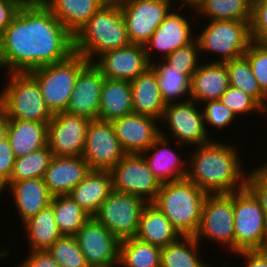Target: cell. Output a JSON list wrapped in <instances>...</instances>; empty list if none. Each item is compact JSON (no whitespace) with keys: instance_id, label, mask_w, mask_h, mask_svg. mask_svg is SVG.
<instances>
[{"instance_id":"484cf974","label":"cell","mask_w":267,"mask_h":267,"mask_svg":"<svg viewBox=\"0 0 267 267\" xmlns=\"http://www.w3.org/2000/svg\"><path fill=\"white\" fill-rule=\"evenodd\" d=\"M130 84L134 113L154 117L160 122L166 103L163 101L154 70L149 67Z\"/></svg>"},{"instance_id":"52a82bcc","label":"cell","mask_w":267,"mask_h":267,"mask_svg":"<svg viewBox=\"0 0 267 267\" xmlns=\"http://www.w3.org/2000/svg\"><path fill=\"white\" fill-rule=\"evenodd\" d=\"M234 252L267 248V216L245 187L233 192Z\"/></svg>"},{"instance_id":"f6af8a7d","label":"cell","mask_w":267,"mask_h":267,"mask_svg":"<svg viewBox=\"0 0 267 267\" xmlns=\"http://www.w3.org/2000/svg\"><path fill=\"white\" fill-rule=\"evenodd\" d=\"M250 172L245 187L254 195L267 216V169L261 165Z\"/></svg>"},{"instance_id":"4fadbf2b","label":"cell","mask_w":267,"mask_h":267,"mask_svg":"<svg viewBox=\"0 0 267 267\" xmlns=\"http://www.w3.org/2000/svg\"><path fill=\"white\" fill-rule=\"evenodd\" d=\"M125 155L112 123L100 119L90 120L82 153L89 168L110 171Z\"/></svg>"},{"instance_id":"7dc6e473","label":"cell","mask_w":267,"mask_h":267,"mask_svg":"<svg viewBox=\"0 0 267 267\" xmlns=\"http://www.w3.org/2000/svg\"><path fill=\"white\" fill-rule=\"evenodd\" d=\"M31 255L21 261L18 267H60L47 250L29 251Z\"/></svg>"},{"instance_id":"603a6c76","label":"cell","mask_w":267,"mask_h":267,"mask_svg":"<svg viewBox=\"0 0 267 267\" xmlns=\"http://www.w3.org/2000/svg\"><path fill=\"white\" fill-rule=\"evenodd\" d=\"M6 187L8 191H11L22 223L50 205L53 198L43 178L27 179L13 182L11 185H3L0 192L6 190Z\"/></svg>"},{"instance_id":"83f0119b","label":"cell","mask_w":267,"mask_h":267,"mask_svg":"<svg viewBox=\"0 0 267 267\" xmlns=\"http://www.w3.org/2000/svg\"><path fill=\"white\" fill-rule=\"evenodd\" d=\"M137 239L160 248L176 241L180 235L170 220L153 203H147L142 209Z\"/></svg>"},{"instance_id":"5b68a950","label":"cell","mask_w":267,"mask_h":267,"mask_svg":"<svg viewBox=\"0 0 267 267\" xmlns=\"http://www.w3.org/2000/svg\"><path fill=\"white\" fill-rule=\"evenodd\" d=\"M0 92V107L8 119L49 123L53 113L44 102L37 80L30 73H7Z\"/></svg>"},{"instance_id":"836d02e7","label":"cell","mask_w":267,"mask_h":267,"mask_svg":"<svg viewBox=\"0 0 267 267\" xmlns=\"http://www.w3.org/2000/svg\"><path fill=\"white\" fill-rule=\"evenodd\" d=\"M228 72L229 85L250 95L265 111L267 115V95L254 77L248 59L243 55L225 62Z\"/></svg>"},{"instance_id":"ac0fdd59","label":"cell","mask_w":267,"mask_h":267,"mask_svg":"<svg viewBox=\"0 0 267 267\" xmlns=\"http://www.w3.org/2000/svg\"><path fill=\"white\" fill-rule=\"evenodd\" d=\"M158 119L130 114L111 121L115 134L126 154H141L160 136Z\"/></svg>"},{"instance_id":"44dd1931","label":"cell","mask_w":267,"mask_h":267,"mask_svg":"<svg viewBox=\"0 0 267 267\" xmlns=\"http://www.w3.org/2000/svg\"><path fill=\"white\" fill-rule=\"evenodd\" d=\"M90 170L82 156H54L43 180L53 197L68 195Z\"/></svg>"},{"instance_id":"2e32d148","label":"cell","mask_w":267,"mask_h":267,"mask_svg":"<svg viewBox=\"0 0 267 267\" xmlns=\"http://www.w3.org/2000/svg\"><path fill=\"white\" fill-rule=\"evenodd\" d=\"M90 120L58 112L48 123L47 146L54 156H82Z\"/></svg>"},{"instance_id":"8d00e7d4","label":"cell","mask_w":267,"mask_h":267,"mask_svg":"<svg viewBox=\"0 0 267 267\" xmlns=\"http://www.w3.org/2000/svg\"><path fill=\"white\" fill-rule=\"evenodd\" d=\"M50 205L62 235L74 236L90 218L69 195L54 196Z\"/></svg>"},{"instance_id":"f35d334b","label":"cell","mask_w":267,"mask_h":267,"mask_svg":"<svg viewBox=\"0 0 267 267\" xmlns=\"http://www.w3.org/2000/svg\"><path fill=\"white\" fill-rule=\"evenodd\" d=\"M47 251L60 267H89L75 236L62 235Z\"/></svg>"},{"instance_id":"1f68e13d","label":"cell","mask_w":267,"mask_h":267,"mask_svg":"<svg viewBox=\"0 0 267 267\" xmlns=\"http://www.w3.org/2000/svg\"><path fill=\"white\" fill-rule=\"evenodd\" d=\"M159 62L150 63V67L156 73V79L163 101L168 104L181 102L182 98L190 96L191 78L178 72L163 59ZM187 95V96H186ZM181 99V100H180Z\"/></svg>"},{"instance_id":"f546056e","label":"cell","mask_w":267,"mask_h":267,"mask_svg":"<svg viewBox=\"0 0 267 267\" xmlns=\"http://www.w3.org/2000/svg\"><path fill=\"white\" fill-rule=\"evenodd\" d=\"M74 36L106 3L104 0H41Z\"/></svg>"},{"instance_id":"8fae6325","label":"cell","mask_w":267,"mask_h":267,"mask_svg":"<svg viewBox=\"0 0 267 267\" xmlns=\"http://www.w3.org/2000/svg\"><path fill=\"white\" fill-rule=\"evenodd\" d=\"M113 190L153 203L161 182L153 175L141 154H126L111 170Z\"/></svg>"},{"instance_id":"db71d44e","label":"cell","mask_w":267,"mask_h":267,"mask_svg":"<svg viewBox=\"0 0 267 267\" xmlns=\"http://www.w3.org/2000/svg\"><path fill=\"white\" fill-rule=\"evenodd\" d=\"M267 169V163L264 161V164H262Z\"/></svg>"},{"instance_id":"816d5d0a","label":"cell","mask_w":267,"mask_h":267,"mask_svg":"<svg viewBox=\"0 0 267 267\" xmlns=\"http://www.w3.org/2000/svg\"><path fill=\"white\" fill-rule=\"evenodd\" d=\"M201 1L202 0H180V2L182 3V5L180 4V6L181 8H184L186 4V7L190 6V8L192 7L193 9H195Z\"/></svg>"},{"instance_id":"9a60e30c","label":"cell","mask_w":267,"mask_h":267,"mask_svg":"<svg viewBox=\"0 0 267 267\" xmlns=\"http://www.w3.org/2000/svg\"><path fill=\"white\" fill-rule=\"evenodd\" d=\"M74 236L89 267L119 264L121 241L93 217Z\"/></svg>"},{"instance_id":"4dcf8cb0","label":"cell","mask_w":267,"mask_h":267,"mask_svg":"<svg viewBox=\"0 0 267 267\" xmlns=\"http://www.w3.org/2000/svg\"><path fill=\"white\" fill-rule=\"evenodd\" d=\"M22 225L28 237L30 251L47 250L62 236L51 205L39 211Z\"/></svg>"},{"instance_id":"cb8c5ba5","label":"cell","mask_w":267,"mask_h":267,"mask_svg":"<svg viewBox=\"0 0 267 267\" xmlns=\"http://www.w3.org/2000/svg\"><path fill=\"white\" fill-rule=\"evenodd\" d=\"M228 87L229 78L225 62H200L191 77L190 99L196 103L219 100Z\"/></svg>"},{"instance_id":"d590c367","label":"cell","mask_w":267,"mask_h":267,"mask_svg":"<svg viewBox=\"0 0 267 267\" xmlns=\"http://www.w3.org/2000/svg\"><path fill=\"white\" fill-rule=\"evenodd\" d=\"M194 10L209 20L251 21L252 0H202Z\"/></svg>"},{"instance_id":"7402d4cb","label":"cell","mask_w":267,"mask_h":267,"mask_svg":"<svg viewBox=\"0 0 267 267\" xmlns=\"http://www.w3.org/2000/svg\"><path fill=\"white\" fill-rule=\"evenodd\" d=\"M168 141L167 134L162 130L154 143L141 153L149 169L161 183L184 179L188 171V166L185 167L188 162L185 159L183 161L178 153L168 147Z\"/></svg>"},{"instance_id":"277c9868","label":"cell","mask_w":267,"mask_h":267,"mask_svg":"<svg viewBox=\"0 0 267 267\" xmlns=\"http://www.w3.org/2000/svg\"><path fill=\"white\" fill-rule=\"evenodd\" d=\"M208 193L187 178L161 183L153 204L170 220L180 236H195Z\"/></svg>"},{"instance_id":"d6a6232c","label":"cell","mask_w":267,"mask_h":267,"mask_svg":"<svg viewBox=\"0 0 267 267\" xmlns=\"http://www.w3.org/2000/svg\"><path fill=\"white\" fill-rule=\"evenodd\" d=\"M199 246L195 237L180 236L161 249L160 267H210L198 257Z\"/></svg>"},{"instance_id":"ffe728a7","label":"cell","mask_w":267,"mask_h":267,"mask_svg":"<svg viewBox=\"0 0 267 267\" xmlns=\"http://www.w3.org/2000/svg\"><path fill=\"white\" fill-rule=\"evenodd\" d=\"M171 10L144 45L150 63L153 62L151 60L153 58V50L158 51L159 54L161 52V59H164L170 53L195 40L192 35L191 22L180 12L175 13L176 11H173L174 7Z\"/></svg>"},{"instance_id":"5bb4252c","label":"cell","mask_w":267,"mask_h":267,"mask_svg":"<svg viewBox=\"0 0 267 267\" xmlns=\"http://www.w3.org/2000/svg\"><path fill=\"white\" fill-rule=\"evenodd\" d=\"M182 101L166 104L161 121L167 122L168 131L182 145L195 147L210 142L212 139L206 132L202 110L196 105L198 103L190 97Z\"/></svg>"},{"instance_id":"e575fe53","label":"cell","mask_w":267,"mask_h":267,"mask_svg":"<svg viewBox=\"0 0 267 267\" xmlns=\"http://www.w3.org/2000/svg\"><path fill=\"white\" fill-rule=\"evenodd\" d=\"M161 249L136 237L121 240L118 266L160 267Z\"/></svg>"},{"instance_id":"d6986e66","label":"cell","mask_w":267,"mask_h":267,"mask_svg":"<svg viewBox=\"0 0 267 267\" xmlns=\"http://www.w3.org/2000/svg\"><path fill=\"white\" fill-rule=\"evenodd\" d=\"M105 77L89 62L76 78L68 107L65 112L83 116L89 120L98 119L101 87Z\"/></svg>"},{"instance_id":"f5cc1de1","label":"cell","mask_w":267,"mask_h":267,"mask_svg":"<svg viewBox=\"0 0 267 267\" xmlns=\"http://www.w3.org/2000/svg\"><path fill=\"white\" fill-rule=\"evenodd\" d=\"M106 3H119L122 2L124 0H104Z\"/></svg>"},{"instance_id":"3957f363","label":"cell","mask_w":267,"mask_h":267,"mask_svg":"<svg viewBox=\"0 0 267 267\" xmlns=\"http://www.w3.org/2000/svg\"><path fill=\"white\" fill-rule=\"evenodd\" d=\"M73 37L74 53L88 62L108 50L131 44L119 3H105Z\"/></svg>"},{"instance_id":"8992f818","label":"cell","mask_w":267,"mask_h":267,"mask_svg":"<svg viewBox=\"0 0 267 267\" xmlns=\"http://www.w3.org/2000/svg\"><path fill=\"white\" fill-rule=\"evenodd\" d=\"M89 62L79 54L29 72L38 82L44 102L55 114L65 112L79 72Z\"/></svg>"},{"instance_id":"60d3db41","label":"cell","mask_w":267,"mask_h":267,"mask_svg":"<svg viewBox=\"0 0 267 267\" xmlns=\"http://www.w3.org/2000/svg\"><path fill=\"white\" fill-rule=\"evenodd\" d=\"M220 102L233 111L238 118L244 114L249 115L252 112L266 114V111L248 94H245L240 89L229 85L228 89L219 98Z\"/></svg>"},{"instance_id":"e0dca14e","label":"cell","mask_w":267,"mask_h":267,"mask_svg":"<svg viewBox=\"0 0 267 267\" xmlns=\"http://www.w3.org/2000/svg\"><path fill=\"white\" fill-rule=\"evenodd\" d=\"M106 79L131 82L150 67L145 47L139 44L108 50L92 62Z\"/></svg>"},{"instance_id":"f1b7e54d","label":"cell","mask_w":267,"mask_h":267,"mask_svg":"<svg viewBox=\"0 0 267 267\" xmlns=\"http://www.w3.org/2000/svg\"><path fill=\"white\" fill-rule=\"evenodd\" d=\"M133 113L130 82L105 78L101 87L98 119L111 122Z\"/></svg>"},{"instance_id":"30bf717a","label":"cell","mask_w":267,"mask_h":267,"mask_svg":"<svg viewBox=\"0 0 267 267\" xmlns=\"http://www.w3.org/2000/svg\"><path fill=\"white\" fill-rule=\"evenodd\" d=\"M146 204L139 197L113 190L93 218L121 241L136 236Z\"/></svg>"},{"instance_id":"9c48e42d","label":"cell","mask_w":267,"mask_h":267,"mask_svg":"<svg viewBox=\"0 0 267 267\" xmlns=\"http://www.w3.org/2000/svg\"><path fill=\"white\" fill-rule=\"evenodd\" d=\"M194 237L199 243L203 238L215 241L234 253L233 192L207 195Z\"/></svg>"},{"instance_id":"4316f807","label":"cell","mask_w":267,"mask_h":267,"mask_svg":"<svg viewBox=\"0 0 267 267\" xmlns=\"http://www.w3.org/2000/svg\"><path fill=\"white\" fill-rule=\"evenodd\" d=\"M7 138L16 158L47 146L48 123L8 119Z\"/></svg>"},{"instance_id":"f907efd6","label":"cell","mask_w":267,"mask_h":267,"mask_svg":"<svg viewBox=\"0 0 267 267\" xmlns=\"http://www.w3.org/2000/svg\"><path fill=\"white\" fill-rule=\"evenodd\" d=\"M8 118L5 111L0 107V142L7 138Z\"/></svg>"},{"instance_id":"681fc988","label":"cell","mask_w":267,"mask_h":267,"mask_svg":"<svg viewBox=\"0 0 267 267\" xmlns=\"http://www.w3.org/2000/svg\"><path fill=\"white\" fill-rule=\"evenodd\" d=\"M245 260V267H267V249L236 252Z\"/></svg>"},{"instance_id":"ab89813d","label":"cell","mask_w":267,"mask_h":267,"mask_svg":"<svg viewBox=\"0 0 267 267\" xmlns=\"http://www.w3.org/2000/svg\"><path fill=\"white\" fill-rule=\"evenodd\" d=\"M198 54H200L199 44L197 39H195L192 43L170 53L163 60L178 70V72L186 74L191 78L200 65V60L198 59L200 56Z\"/></svg>"},{"instance_id":"d4e9b609","label":"cell","mask_w":267,"mask_h":267,"mask_svg":"<svg viewBox=\"0 0 267 267\" xmlns=\"http://www.w3.org/2000/svg\"><path fill=\"white\" fill-rule=\"evenodd\" d=\"M112 191L111 172L91 169L85 178L68 195L90 217H93Z\"/></svg>"},{"instance_id":"74e56055","label":"cell","mask_w":267,"mask_h":267,"mask_svg":"<svg viewBox=\"0 0 267 267\" xmlns=\"http://www.w3.org/2000/svg\"><path fill=\"white\" fill-rule=\"evenodd\" d=\"M54 157L48 146L36 152L16 158L10 179L4 185H11L27 179L43 178Z\"/></svg>"},{"instance_id":"ee69618b","label":"cell","mask_w":267,"mask_h":267,"mask_svg":"<svg viewBox=\"0 0 267 267\" xmlns=\"http://www.w3.org/2000/svg\"><path fill=\"white\" fill-rule=\"evenodd\" d=\"M250 28L252 41L267 43V0H252Z\"/></svg>"},{"instance_id":"ba28073f","label":"cell","mask_w":267,"mask_h":267,"mask_svg":"<svg viewBox=\"0 0 267 267\" xmlns=\"http://www.w3.org/2000/svg\"><path fill=\"white\" fill-rule=\"evenodd\" d=\"M250 22L210 20L196 37L200 53L220 54L214 62H226L243 56L252 42Z\"/></svg>"},{"instance_id":"7a4b0ae2","label":"cell","mask_w":267,"mask_h":267,"mask_svg":"<svg viewBox=\"0 0 267 267\" xmlns=\"http://www.w3.org/2000/svg\"><path fill=\"white\" fill-rule=\"evenodd\" d=\"M186 178L208 194L232 193L245 188L246 177L238 151L213 139L195 147ZM191 170V171H190Z\"/></svg>"},{"instance_id":"7bdbcfd3","label":"cell","mask_w":267,"mask_h":267,"mask_svg":"<svg viewBox=\"0 0 267 267\" xmlns=\"http://www.w3.org/2000/svg\"><path fill=\"white\" fill-rule=\"evenodd\" d=\"M204 103L205 106L202 108V114L206 132L209 133L207 130L208 128H206L207 125L221 130L225 127H229L232 122L236 121V116L233 111L222 104L220 100H209Z\"/></svg>"},{"instance_id":"bcb514c9","label":"cell","mask_w":267,"mask_h":267,"mask_svg":"<svg viewBox=\"0 0 267 267\" xmlns=\"http://www.w3.org/2000/svg\"><path fill=\"white\" fill-rule=\"evenodd\" d=\"M15 160L12 146L6 138L0 142V188L10 179Z\"/></svg>"},{"instance_id":"c3c4849f","label":"cell","mask_w":267,"mask_h":267,"mask_svg":"<svg viewBox=\"0 0 267 267\" xmlns=\"http://www.w3.org/2000/svg\"><path fill=\"white\" fill-rule=\"evenodd\" d=\"M25 0H0V35L11 23L19 7Z\"/></svg>"},{"instance_id":"b9f144b4","label":"cell","mask_w":267,"mask_h":267,"mask_svg":"<svg viewBox=\"0 0 267 267\" xmlns=\"http://www.w3.org/2000/svg\"><path fill=\"white\" fill-rule=\"evenodd\" d=\"M244 56L248 59L261 90L267 95V43L252 41Z\"/></svg>"},{"instance_id":"6da1fadb","label":"cell","mask_w":267,"mask_h":267,"mask_svg":"<svg viewBox=\"0 0 267 267\" xmlns=\"http://www.w3.org/2000/svg\"><path fill=\"white\" fill-rule=\"evenodd\" d=\"M74 54V37L41 0H25L0 35V68L29 73Z\"/></svg>"},{"instance_id":"7c38bea8","label":"cell","mask_w":267,"mask_h":267,"mask_svg":"<svg viewBox=\"0 0 267 267\" xmlns=\"http://www.w3.org/2000/svg\"><path fill=\"white\" fill-rule=\"evenodd\" d=\"M173 0H124L119 2L131 44L145 45L171 11Z\"/></svg>"}]
</instances>
